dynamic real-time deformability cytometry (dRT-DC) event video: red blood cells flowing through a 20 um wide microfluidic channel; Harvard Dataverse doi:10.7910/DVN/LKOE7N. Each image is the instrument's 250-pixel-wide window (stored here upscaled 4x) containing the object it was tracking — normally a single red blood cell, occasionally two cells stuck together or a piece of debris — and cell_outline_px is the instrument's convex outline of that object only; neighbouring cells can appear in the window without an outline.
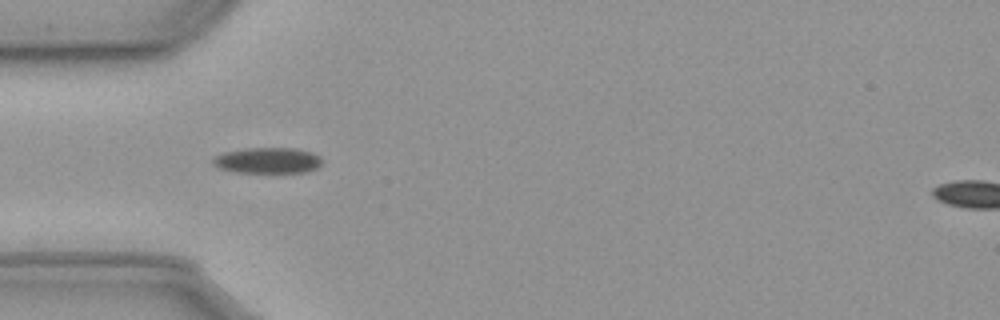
{"species": "common noctule bat (a hibernating species)", "species_latin": "Nyctalus noctula", "temperature_condition": "cold", "stored_images_in_passage": 11, "camera_frame_rate_fps": 3000, "um_per_image_px": 0.085, "animal": {"sex": "male", "body_mass_g": 23.1, "forearm_length_mm": 52.7}, "frame": {"image": 1, "passage_image": 7, "time_ms": 2.0, "image_size_px": [1000, 320], "cell_outline_px": [[320, 164], [316, 168], [304, 172], [236, 172], [220, 168], [212, 164], [212, 160], [216, 156], [224, 152], [248, 148], [296, 148], [312, 152], [320, 156]], "centroid_in_image_um": [22.75, 13.63], "position_along_channel_um": 62.3, "area_um2": 16.24}}